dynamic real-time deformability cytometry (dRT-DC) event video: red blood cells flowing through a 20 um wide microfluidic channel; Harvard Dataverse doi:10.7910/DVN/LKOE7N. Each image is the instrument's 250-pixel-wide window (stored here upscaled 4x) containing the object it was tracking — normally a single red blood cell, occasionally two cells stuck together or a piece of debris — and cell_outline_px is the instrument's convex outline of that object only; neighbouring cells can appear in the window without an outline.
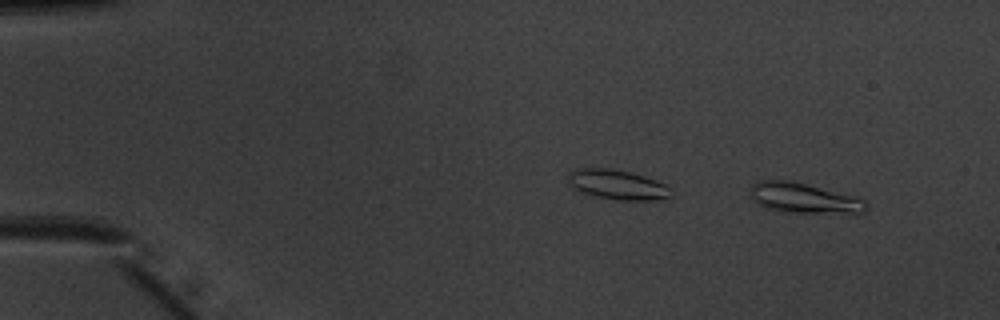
{"species": "common noctule bat (a hibernating species)", "species_latin": "Nyctalus noctula", "temperature_condition": "warm", "stored_images_in_passage": 46, "camera_frame_rate_fps": 3000, "um_per_image_px": 0.085, "animal": {"sex": "male", "body_mass_g": 20.1, "forearm_length_mm": 53.5}, "frame": {"image": 1, "passage_image": 4, "time_ms": 1.0, "image_size_px": [1000, 320], "cell_outline_px": [[868, 208], [864, 212], [856, 216], [784, 212], [764, 208], [756, 204], [752, 200], [752, 188], [760, 180], [788, 180], [860, 196], [868, 200]], "centroid_in_image_um": [68.53, 16.9], "position_along_channel_um": 16.5, "area_um2": 21.56}}
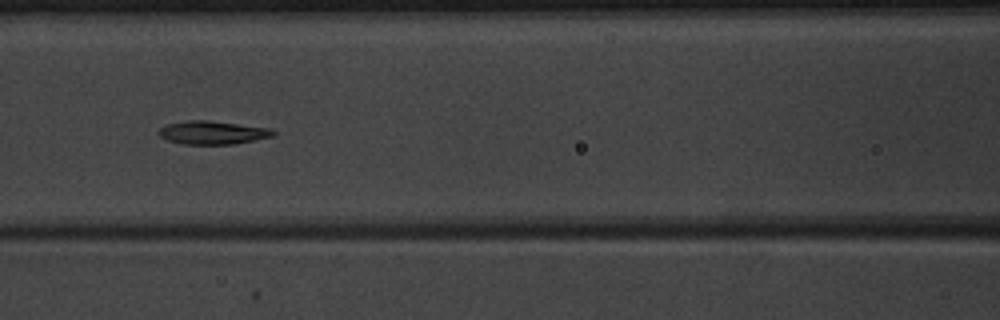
{"frame": {"image": 2, "passage_image": 23, "time_ms": 7.333, "image_size_px": [1000, 320], "cell_outline_px": [[276, 136], [236, 144], [180, 144], [168, 140], [160, 136], [156, 132], [160, 128], [168, 124], [188, 120], [208, 120], [268, 128], [276, 132]], "centroid_in_image_um": [18.07, 11.28], "position_along_channel_um": 148.5, "area_um2": 15.61}}
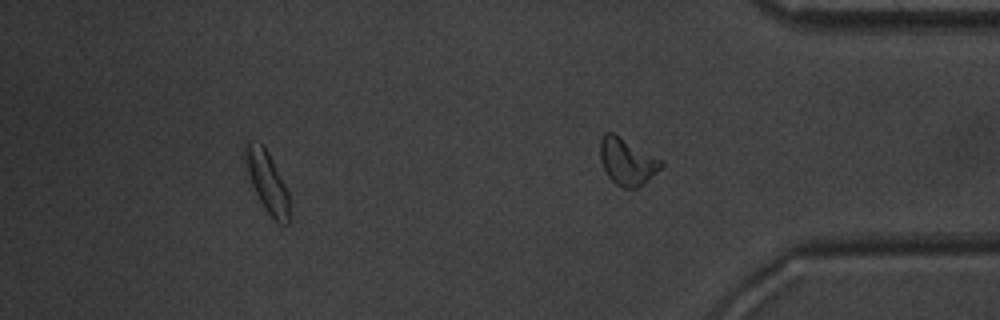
{"frame": {"image": 3, "passage_image": 41, "time_ms": 13.333, "image_size_px": [1000, 320], "cell_outline_px": [[288, 224], [280, 224], [264, 208], [252, 184], [248, 172], [244, 152], [244, 148], [248, 140], [260, 144], [268, 152], [288, 192]], "centroid_in_image_um": [22.7, 15.44], "position_along_channel_um": 412.5, "area_um2": 14.85}, "authors_computed_cell_mechanics": {"area_um2": 15.7794, "velocity_mm_per_s": 3.9895, "shape_relaxation_time_tau1_ms": 4.6106, "shape_relaxation_time_tau2_ms": 4.5635, "deformation_change_tau1": 0.1643, "deformation_change_tau2": 0.1113}}